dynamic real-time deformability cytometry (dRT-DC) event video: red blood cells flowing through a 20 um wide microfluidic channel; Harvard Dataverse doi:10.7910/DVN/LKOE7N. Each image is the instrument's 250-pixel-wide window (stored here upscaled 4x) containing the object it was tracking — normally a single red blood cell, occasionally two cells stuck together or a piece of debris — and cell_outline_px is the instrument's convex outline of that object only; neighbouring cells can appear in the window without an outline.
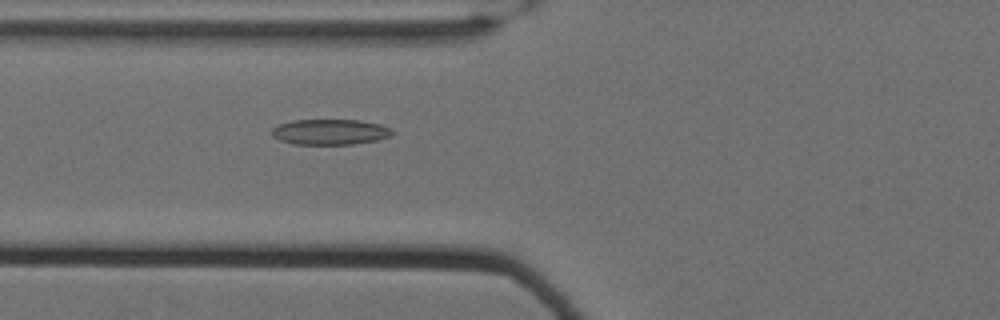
{"species": "Egyptian fruit bat (a non-hibernating species)", "species_latin": "Rousettus aegyptiacus", "temperature_condition": "cold", "stored_images_in_passage": 38, "camera_frame_rate_fps": 3000, "um_per_image_px": 0.085, "animal": {"sex": "female"}, "frame": {"image": 1, "passage_image": 3, "time_ms": 0.667, "image_size_px": [1000, 320], "cell_outline_px": [[392, 136], [376, 140], [352, 144], [292, 144], [280, 140], [272, 136], [272, 128], [280, 124], [292, 120], [360, 120], [380, 124], [392, 128]], "centroid_in_image_um": [28.06, 11.21], "position_along_channel_um": 97.7, "area_um2": 17.92}}
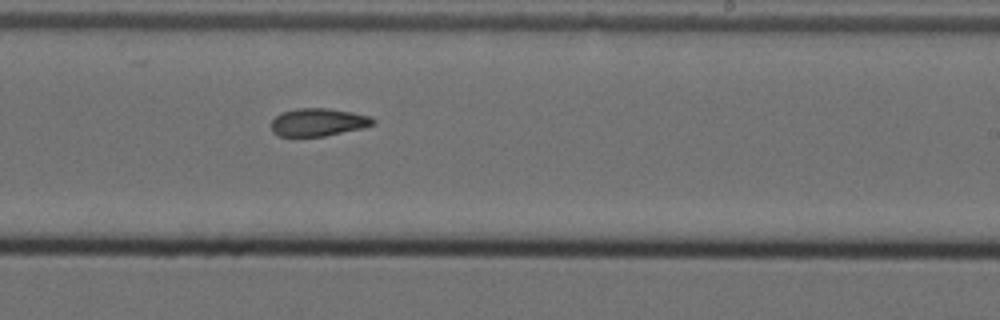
{"frame": {"image": 2, "passage_image": 17, "time_ms": 5.333, "image_size_px": [1000, 320], "cell_outline_px": [[376, 124], [360, 128], [324, 136], [280, 136], [272, 132], [272, 120], [280, 112], [296, 108], [328, 108], [352, 112], [368, 116], [376, 120]], "centroid_in_image_um": [27.02, 10.37], "position_along_channel_um": 262.0, "area_um2": 16.42}}
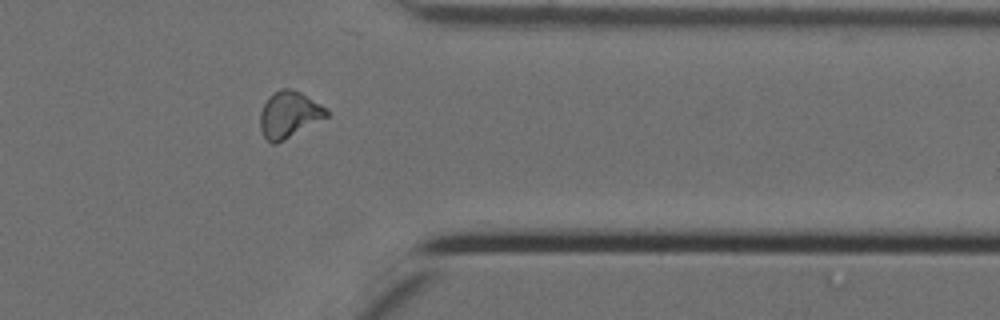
{"frame": {"image": 3, "passage_image": 28, "time_ms": 9.0, "image_size_px": [1000, 320], "cell_outline_px": [[328, 116], [284, 140], [276, 144], [272, 144], [264, 136], [260, 128], [260, 112], [268, 96], [280, 88], [292, 88], [300, 92], [328, 108]], "centroid_in_image_um": [24.56, 9.72], "position_along_channel_um": 386.8, "area_um2": 17.92}}